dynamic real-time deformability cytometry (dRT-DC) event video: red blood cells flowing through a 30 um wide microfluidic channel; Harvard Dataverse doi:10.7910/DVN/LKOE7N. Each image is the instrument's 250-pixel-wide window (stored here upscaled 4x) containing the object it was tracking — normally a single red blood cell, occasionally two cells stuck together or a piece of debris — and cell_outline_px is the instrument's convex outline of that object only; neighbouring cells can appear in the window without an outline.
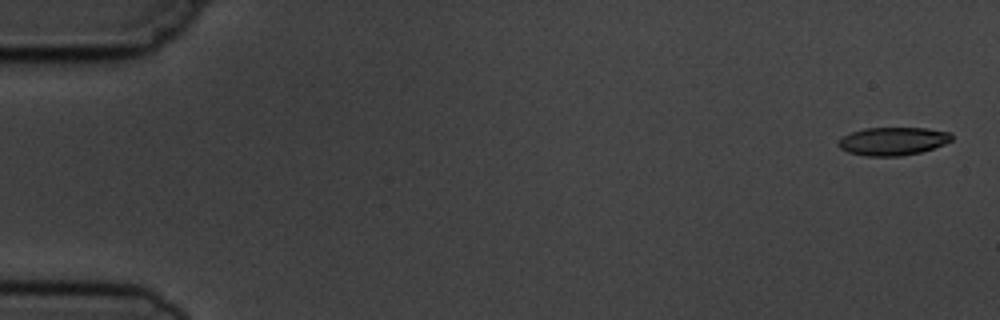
{"species": "common noctule bat (a hibernating species)", "species_latin": "Nyctalus noctula", "temperature_condition": "cold", "stored_images_in_passage": 4, "camera_frame_rate_fps": 3000, "um_per_image_px": 0.085, "animal": {"sex": "male", "body_mass_g": 19.5, "forearm_length_mm": 54.6}, "frame": {"image": 1, "passage_image": 1, "time_ms": 0.0, "image_size_px": [1000, 320], "cell_outline_px": [[952, 140], [944, 144], [920, 152], [900, 156], [864, 156], [848, 152], [840, 148], [836, 144], [844, 136], [852, 132], [864, 128], [928, 128], [952, 132]], "centroid_in_image_um": [75.9, 12.0], "position_along_channel_um": 9.1, "area_um2": 18.55}}
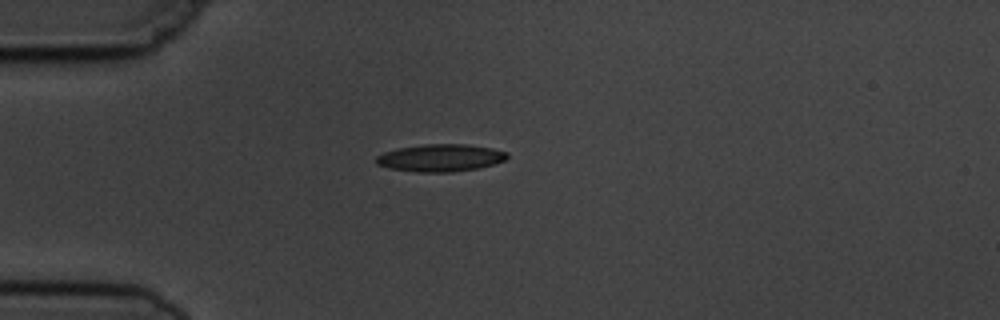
{"frame": {"image": 2, "passage_image": 4, "time_ms": 4.333, "image_size_px": [1000, 320], "cell_outline_px": [[508, 156], [504, 160], [480, 168], [452, 172], [416, 172], [388, 168], [376, 164], [376, 156], [384, 152], [400, 148], [424, 144], [468, 144], [492, 148], [508, 152]], "centroid_in_image_um": [37.44, 13.42], "position_along_channel_um": 47.6, "area_um2": 20.92}}